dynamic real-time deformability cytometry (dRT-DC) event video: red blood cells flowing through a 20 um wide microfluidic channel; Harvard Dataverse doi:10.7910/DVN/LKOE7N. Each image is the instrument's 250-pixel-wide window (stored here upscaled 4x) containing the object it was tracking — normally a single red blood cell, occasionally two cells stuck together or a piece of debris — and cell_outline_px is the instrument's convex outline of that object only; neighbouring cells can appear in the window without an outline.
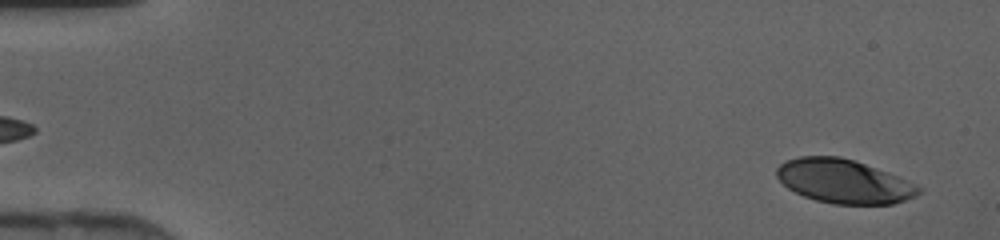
{"species": "human", "species_latin": "Homo sapiens", "temperature_condition": "cold", "stored_images_in_passage": 46, "camera_frame_rate_fps": 3000, "um_per_image_px": 0.085, "donor": {"sex": "female"}, "frame": {"image": 1, "passage_image": 2, "time_ms": 0.333, "image_size_px": [1000, 240], "cell_outline_px": [[924, 188], [916, 196], [892, 204], [832, 204], [816, 200], [804, 196], [788, 188], [776, 176], [776, 168], [784, 160], [800, 156], [840, 156], [876, 168], [916, 184]], "centroid_in_image_um": [71.7, 15.41], "position_along_channel_um": 13.3, "area_um2": 36.13}}
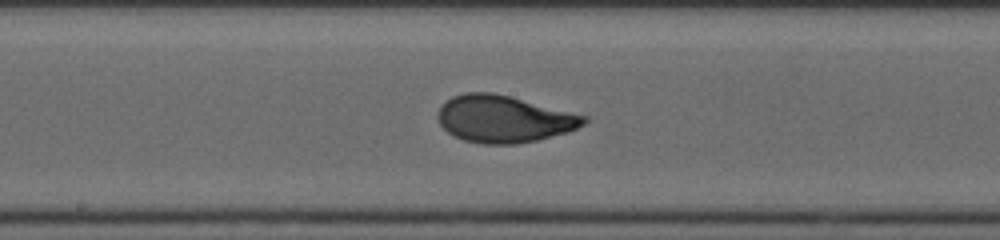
{"frame": {"image": 2, "passage_image": 24, "time_ms": 7.667, "image_size_px": [1000, 240], "cell_outline_px": [[588, 120], [584, 124], [568, 132], [536, 140], [516, 144], [484, 144], [464, 140], [448, 132], [440, 124], [436, 116], [436, 112], [440, 104], [452, 96], [464, 92], [492, 92], [588, 116]], "centroid_in_image_um": [42.78, 10.1], "position_along_channel_um": 205.4, "area_um2": 40.0}}
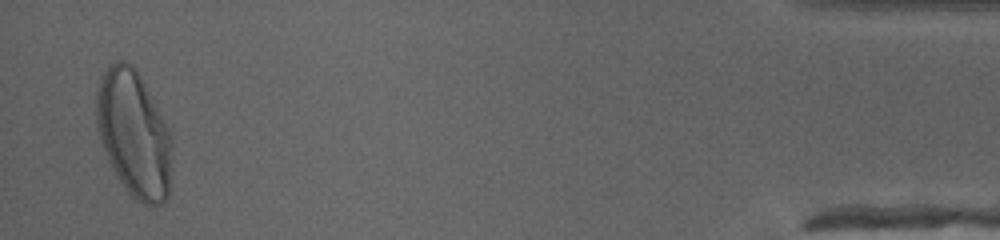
{"frame": {"image": 3, "passage_image": 44, "time_ms": 14.333, "image_size_px": [1000, 240], "cell_outline_px": [[172, 144], [168, 196], [160, 204], [144, 204], [136, 200], [128, 192], [116, 176], [108, 160], [96, 128], [96, 88], [100, 76], [108, 64], [116, 60], [124, 60], [132, 64], [140, 76], [168, 128], [172, 136]], "centroid_in_image_um": [11.34, 11.34], "position_along_channel_um": 423.9, "area_um2": 55.66}}